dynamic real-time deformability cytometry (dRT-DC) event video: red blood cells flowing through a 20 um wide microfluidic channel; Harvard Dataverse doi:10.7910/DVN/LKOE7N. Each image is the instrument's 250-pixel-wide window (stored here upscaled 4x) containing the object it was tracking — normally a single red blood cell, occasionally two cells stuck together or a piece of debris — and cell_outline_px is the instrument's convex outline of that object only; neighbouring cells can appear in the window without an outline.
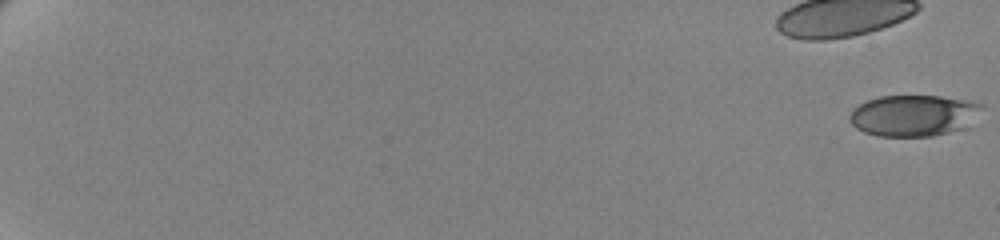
{"species": "human", "species_latin": "Homo sapiens", "temperature_condition": "cold", "stored_images_in_passage": 62, "camera_frame_rate_fps": 3000, "um_per_image_px": 0.085, "donor": {"sex": "female"}, "frame": {"image": 1, "passage_image": 1, "time_ms": 0.0, "image_size_px": [1000, 240], "cell_outline_px": [[984, 104], [960, 128], [948, 132], [932, 136], [876, 136], [864, 132], [856, 128], [852, 124], [848, 116], [860, 104], [868, 100], [880, 96], [940, 96], [968, 100]], "centroid_in_image_um": [77.56, 9.81], "position_along_channel_um": 7.4, "area_um2": 30.98}}
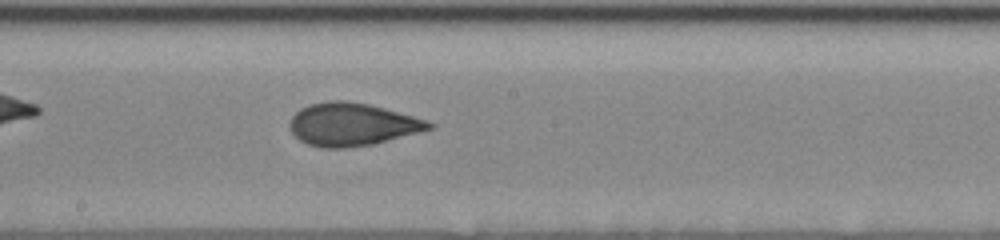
{"frame": {"image": 2, "passage_image": 39, "time_ms": 12.667, "image_size_px": [1000, 240], "cell_outline_px": [[436, 124], [432, 128], [372, 144], [344, 148], [324, 148], [308, 144], [300, 140], [288, 128], [288, 124], [292, 116], [300, 108], [312, 104], [328, 100], [348, 100], [368, 104], [384, 108], [412, 116]], "centroid_in_image_um": [29.87, 10.56], "position_along_channel_um": 218.3, "area_um2": 34.39}}
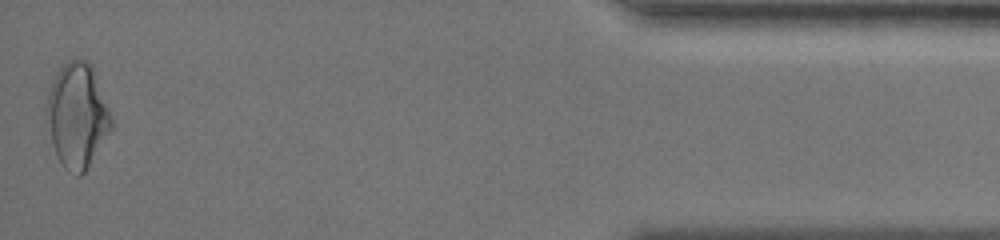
{"frame": {"image": 3, "passage_image": 62, "time_ms": 20.333, "image_size_px": [1000, 240], "cell_outline_px": [[112, 128], [84, 172], [80, 176], [76, 176], [64, 168], [56, 156], [52, 144], [48, 108], [48, 92], [52, 80], [60, 68], [68, 60], [84, 60], [92, 68], [112, 116]], "centroid_in_image_um": [6.58, 9.85], "position_along_channel_um": 428.6, "area_um2": 38.32}, "authors_computed_cell_mechanics": {"area_um2": 33.813, "velocity_mm_per_s": 3.5008, "shape_relaxation_time_tau1_ms": 4.0751, "shape_relaxation_time_tau2_ms": 1.5822, "deformation_change_tau1": 0.1213, "deformation_change_tau2": 0.0775}}